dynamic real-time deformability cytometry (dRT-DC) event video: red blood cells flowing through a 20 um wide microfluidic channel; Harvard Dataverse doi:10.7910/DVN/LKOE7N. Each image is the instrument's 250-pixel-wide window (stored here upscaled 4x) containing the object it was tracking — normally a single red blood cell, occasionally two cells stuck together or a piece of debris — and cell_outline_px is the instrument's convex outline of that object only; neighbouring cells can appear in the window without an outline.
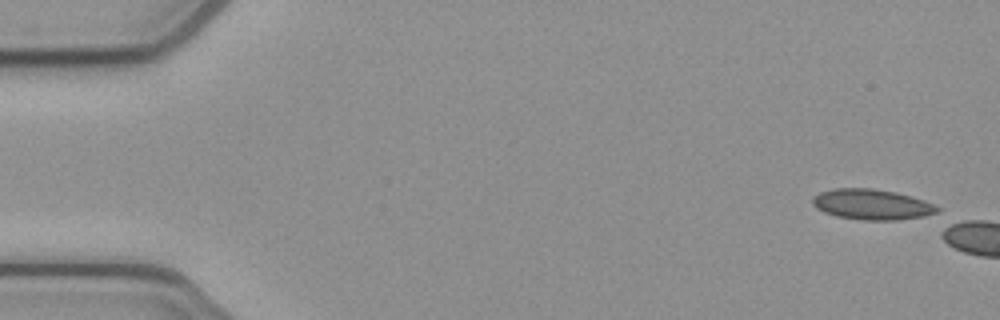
{"species": "common noctule bat (a hibernating species)", "species_latin": "Nyctalus noctula", "temperature_condition": "cold", "stored_images_in_passage": 8, "camera_frame_rate_fps": 3000, "um_per_image_px": 0.085, "animal": {"sex": "female", "body_mass_g": 21.9}, "frame": {"image": 1, "passage_image": 1, "time_ms": 0.0, "image_size_px": [1000, 320], "cell_outline_px": [[940, 208], [936, 212], [924, 216], [896, 220], [864, 220], [836, 216], [824, 212], [816, 208], [812, 204], [812, 200], [820, 192], [832, 188], [872, 188], [896, 192], [912, 196], [924, 200]], "centroid_in_image_um": [74.09, 17.37], "position_along_channel_um": 10.9, "area_um2": 22.08}}